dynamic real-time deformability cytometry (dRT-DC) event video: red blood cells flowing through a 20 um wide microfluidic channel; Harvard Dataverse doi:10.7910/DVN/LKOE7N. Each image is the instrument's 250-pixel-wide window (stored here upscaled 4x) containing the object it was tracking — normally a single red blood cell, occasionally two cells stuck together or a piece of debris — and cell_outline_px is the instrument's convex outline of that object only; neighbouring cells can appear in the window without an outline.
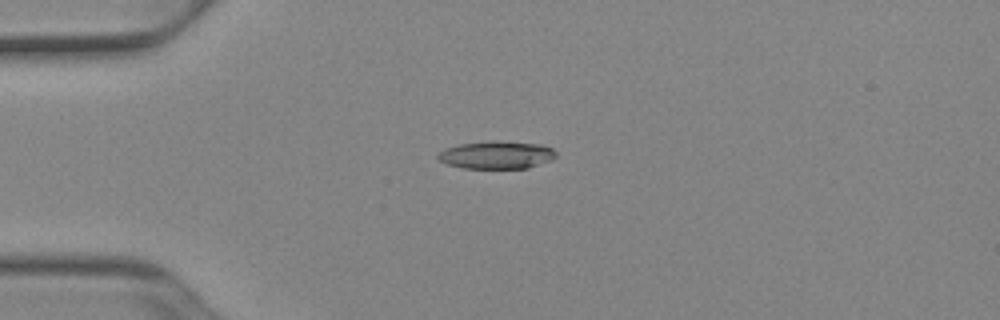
{"species": "Egyptian fruit bat (a non-hibernating species)", "species_latin": "Rousettus aegyptiacus", "temperature_condition": "cold", "stored_images_in_passage": 41, "camera_frame_rate_fps": 3000, "um_per_image_px": 0.085, "animal": {"sex": "female"}, "frame": {"image": 1, "passage_image": 3, "time_ms": 0.667, "image_size_px": [1000, 320], "cell_outline_px": [[556, 156], [552, 160], [528, 168], [464, 168], [448, 164], [440, 160], [436, 156], [444, 148], [460, 144], [492, 140], [496, 140], [540, 144], [552, 148], [556, 152]], "centroid_in_image_um": [42.23, 13.16], "position_along_channel_um": 42.8, "area_um2": 19.13}}
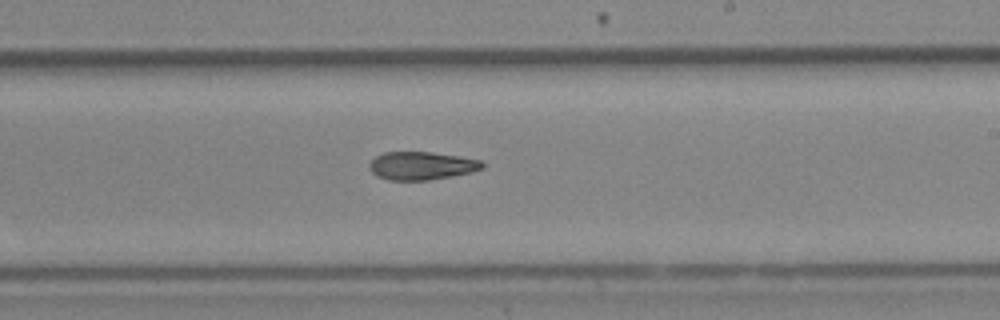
{"frame": {"image": 2, "passage_image": 21, "time_ms": 6.667, "image_size_px": [1000, 320], "cell_outline_px": [[484, 168], [472, 172], [452, 176], [428, 180], [388, 180], [376, 176], [368, 168], [368, 164], [376, 156], [384, 152], [432, 152], [460, 156], [480, 160], [484, 164]], "centroid_in_image_um": [35.82, 14.09], "position_along_channel_um": 253.2, "area_um2": 18.61}}
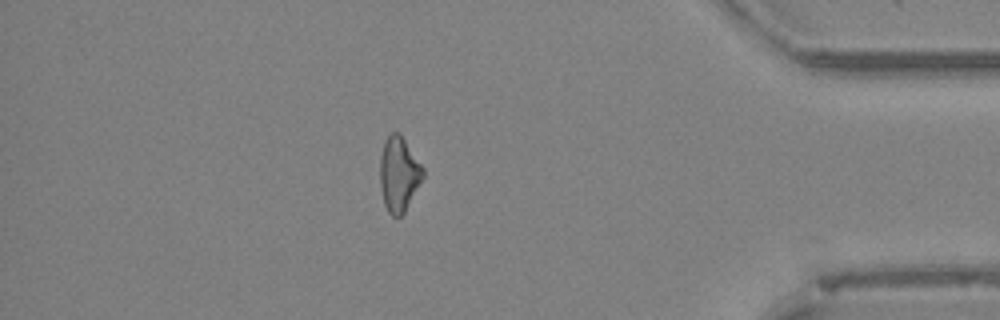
{"frame": {"image": 3, "passage_image": 35, "time_ms": 11.333, "image_size_px": [1000, 320], "cell_outline_px": [[424, 176], [404, 212], [400, 216], [392, 216], [388, 212], [384, 204], [380, 188], [380, 156], [384, 140], [392, 132], [400, 132], [424, 168]], "centroid_in_image_um": [33.89, 14.77], "position_along_channel_um": 401.3, "area_um2": 18.79}}